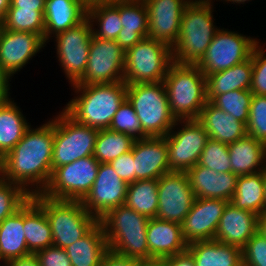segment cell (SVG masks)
<instances>
[{
    "mask_svg": "<svg viewBox=\"0 0 266 266\" xmlns=\"http://www.w3.org/2000/svg\"><path fill=\"white\" fill-rule=\"evenodd\" d=\"M53 146L54 119L39 128L29 127L13 149L0 159V177L18 184L31 196L42 193L53 173Z\"/></svg>",
    "mask_w": 266,
    "mask_h": 266,
    "instance_id": "cell-1",
    "label": "cell"
},
{
    "mask_svg": "<svg viewBox=\"0 0 266 266\" xmlns=\"http://www.w3.org/2000/svg\"><path fill=\"white\" fill-rule=\"evenodd\" d=\"M77 97L64 111L76 122L101 130L108 129L120 105L127 98V84L116 83L71 85Z\"/></svg>",
    "mask_w": 266,
    "mask_h": 266,
    "instance_id": "cell-2",
    "label": "cell"
},
{
    "mask_svg": "<svg viewBox=\"0 0 266 266\" xmlns=\"http://www.w3.org/2000/svg\"><path fill=\"white\" fill-rule=\"evenodd\" d=\"M98 222L110 251L142 262L151 261L146 235L147 216L123 204L107 212Z\"/></svg>",
    "mask_w": 266,
    "mask_h": 266,
    "instance_id": "cell-3",
    "label": "cell"
},
{
    "mask_svg": "<svg viewBox=\"0 0 266 266\" xmlns=\"http://www.w3.org/2000/svg\"><path fill=\"white\" fill-rule=\"evenodd\" d=\"M212 0L190 2L184 9L179 36L172 49L177 64L196 65L219 30L213 24Z\"/></svg>",
    "mask_w": 266,
    "mask_h": 266,
    "instance_id": "cell-4",
    "label": "cell"
},
{
    "mask_svg": "<svg viewBox=\"0 0 266 266\" xmlns=\"http://www.w3.org/2000/svg\"><path fill=\"white\" fill-rule=\"evenodd\" d=\"M163 83L176 120L197 119L207 99L206 77L197 65L173 62Z\"/></svg>",
    "mask_w": 266,
    "mask_h": 266,
    "instance_id": "cell-5",
    "label": "cell"
},
{
    "mask_svg": "<svg viewBox=\"0 0 266 266\" xmlns=\"http://www.w3.org/2000/svg\"><path fill=\"white\" fill-rule=\"evenodd\" d=\"M31 197L44 209L51 226L53 245L59 248L65 249L98 223L81 201L52 199L42 193Z\"/></svg>",
    "mask_w": 266,
    "mask_h": 266,
    "instance_id": "cell-6",
    "label": "cell"
},
{
    "mask_svg": "<svg viewBox=\"0 0 266 266\" xmlns=\"http://www.w3.org/2000/svg\"><path fill=\"white\" fill-rule=\"evenodd\" d=\"M127 99L149 137L166 136L176 129L177 120L170 111L163 81L127 85Z\"/></svg>",
    "mask_w": 266,
    "mask_h": 266,
    "instance_id": "cell-7",
    "label": "cell"
},
{
    "mask_svg": "<svg viewBox=\"0 0 266 266\" xmlns=\"http://www.w3.org/2000/svg\"><path fill=\"white\" fill-rule=\"evenodd\" d=\"M172 63L170 46L149 37L143 38L125 52L123 81L127 85L161 82Z\"/></svg>",
    "mask_w": 266,
    "mask_h": 266,
    "instance_id": "cell-8",
    "label": "cell"
},
{
    "mask_svg": "<svg viewBox=\"0 0 266 266\" xmlns=\"http://www.w3.org/2000/svg\"><path fill=\"white\" fill-rule=\"evenodd\" d=\"M99 130L80 124L64 110L54 118L52 171L94 154Z\"/></svg>",
    "mask_w": 266,
    "mask_h": 266,
    "instance_id": "cell-9",
    "label": "cell"
},
{
    "mask_svg": "<svg viewBox=\"0 0 266 266\" xmlns=\"http://www.w3.org/2000/svg\"><path fill=\"white\" fill-rule=\"evenodd\" d=\"M99 164L91 155L57 167L42 194L52 199L82 201L93 186Z\"/></svg>",
    "mask_w": 266,
    "mask_h": 266,
    "instance_id": "cell-10",
    "label": "cell"
},
{
    "mask_svg": "<svg viewBox=\"0 0 266 266\" xmlns=\"http://www.w3.org/2000/svg\"><path fill=\"white\" fill-rule=\"evenodd\" d=\"M256 42V38L219 29L196 65L205 77L226 70L249 59Z\"/></svg>",
    "mask_w": 266,
    "mask_h": 266,
    "instance_id": "cell-11",
    "label": "cell"
},
{
    "mask_svg": "<svg viewBox=\"0 0 266 266\" xmlns=\"http://www.w3.org/2000/svg\"><path fill=\"white\" fill-rule=\"evenodd\" d=\"M124 65L125 52L116 40L96 38L92 35L86 70L73 85L123 81Z\"/></svg>",
    "mask_w": 266,
    "mask_h": 266,
    "instance_id": "cell-12",
    "label": "cell"
},
{
    "mask_svg": "<svg viewBox=\"0 0 266 266\" xmlns=\"http://www.w3.org/2000/svg\"><path fill=\"white\" fill-rule=\"evenodd\" d=\"M175 124L184 127L177 131L172 128L165 136L168 165L170 171L187 172L198 163L209 138L204 127L196 119L177 120Z\"/></svg>",
    "mask_w": 266,
    "mask_h": 266,
    "instance_id": "cell-13",
    "label": "cell"
},
{
    "mask_svg": "<svg viewBox=\"0 0 266 266\" xmlns=\"http://www.w3.org/2000/svg\"><path fill=\"white\" fill-rule=\"evenodd\" d=\"M56 36V37H55ZM58 61L70 80L75 84L84 74L89 57L92 24L86 17L78 25L54 35Z\"/></svg>",
    "mask_w": 266,
    "mask_h": 266,
    "instance_id": "cell-14",
    "label": "cell"
},
{
    "mask_svg": "<svg viewBox=\"0 0 266 266\" xmlns=\"http://www.w3.org/2000/svg\"><path fill=\"white\" fill-rule=\"evenodd\" d=\"M195 199L186 172H167L158 179L156 218L181 224Z\"/></svg>",
    "mask_w": 266,
    "mask_h": 266,
    "instance_id": "cell-15",
    "label": "cell"
},
{
    "mask_svg": "<svg viewBox=\"0 0 266 266\" xmlns=\"http://www.w3.org/2000/svg\"><path fill=\"white\" fill-rule=\"evenodd\" d=\"M127 189L128 183L116 174L109 163H100L93 186L81 203L89 214L99 220L125 203Z\"/></svg>",
    "mask_w": 266,
    "mask_h": 266,
    "instance_id": "cell-16",
    "label": "cell"
},
{
    "mask_svg": "<svg viewBox=\"0 0 266 266\" xmlns=\"http://www.w3.org/2000/svg\"><path fill=\"white\" fill-rule=\"evenodd\" d=\"M148 13V37L171 48L176 43L182 14L190 0H144Z\"/></svg>",
    "mask_w": 266,
    "mask_h": 266,
    "instance_id": "cell-17",
    "label": "cell"
},
{
    "mask_svg": "<svg viewBox=\"0 0 266 266\" xmlns=\"http://www.w3.org/2000/svg\"><path fill=\"white\" fill-rule=\"evenodd\" d=\"M41 35L0 28V66L13 76L46 46ZM45 45V46H44Z\"/></svg>",
    "mask_w": 266,
    "mask_h": 266,
    "instance_id": "cell-18",
    "label": "cell"
},
{
    "mask_svg": "<svg viewBox=\"0 0 266 266\" xmlns=\"http://www.w3.org/2000/svg\"><path fill=\"white\" fill-rule=\"evenodd\" d=\"M227 203L223 199L196 198L181 223L184 241L190 244L215 239L219 220Z\"/></svg>",
    "mask_w": 266,
    "mask_h": 266,
    "instance_id": "cell-19",
    "label": "cell"
},
{
    "mask_svg": "<svg viewBox=\"0 0 266 266\" xmlns=\"http://www.w3.org/2000/svg\"><path fill=\"white\" fill-rule=\"evenodd\" d=\"M133 159L137 180L159 179L170 172L168 145L165 136L145 137L135 140Z\"/></svg>",
    "mask_w": 266,
    "mask_h": 266,
    "instance_id": "cell-20",
    "label": "cell"
},
{
    "mask_svg": "<svg viewBox=\"0 0 266 266\" xmlns=\"http://www.w3.org/2000/svg\"><path fill=\"white\" fill-rule=\"evenodd\" d=\"M257 227L258 215L228 202L219 220L215 240L242 249L257 232Z\"/></svg>",
    "mask_w": 266,
    "mask_h": 266,
    "instance_id": "cell-21",
    "label": "cell"
},
{
    "mask_svg": "<svg viewBox=\"0 0 266 266\" xmlns=\"http://www.w3.org/2000/svg\"><path fill=\"white\" fill-rule=\"evenodd\" d=\"M196 198H213L231 201L236 190L237 175L232 172L218 173L198 163L187 172Z\"/></svg>",
    "mask_w": 266,
    "mask_h": 266,
    "instance_id": "cell-22",
    "label": "cell"
},
{
    "mask_svg": "<svg viewBox=\"0 0 266 266\" xmlns=\"http://www.w3.org/2000/svg\"><path fill=\"white\" fill-rule=\"evenodd\" d=\"M146 235L151 261H160L188 248L182 236L181 224L178 223L150 218Z\"/></svg>",
    "mask_w": 266,
    "mask_h": 266,
    "instance_id": "cell-23",
    "label": "cell"
},
{
    "mask_svg": "<svg viewBox=\"0 0 266 266\" xmlns=\"http://www.w3.org/2000/svg\"><path fill=\"white\" fill-rule=\"evenodd\" d=\"M205 129L208 138L230 144L247 135V126L232 115L207 101L196 119Z\"/></svg>",
    "mask_w": 266,
    "mask_h": 266,
    "instance_id": "cell-24",
    "label": "cell"
},
{
    "mask_svg": "<svg viewBox=\"0 0 266 266\" xmlns=\"http://www.w3.org/2000/svg\"><path fill=\"white\" fill-rule=\"evenodd\" d=\"M228 150L232 173L237 176L255 174L266 168V145L248 134L228 144Z\"/></svg>",
    "mask_w": 266,
    "mask_h": 266,
    "instance_id": "cell-25",
    "label": "cell"
},
{
    "mask_svg": "<svg viewBox=\"0 0 266 266\" xmlns=\"http://www.w3.org/2000/svg\"><path fill=\"white\" fill-rule=\"evenodd\" d=\"M87 17L83 0H46L44 23L45 41L51 35L66 31Z\"/></svg>",
    "mask_w": 266,
    "mask_h": 266,
    "instance_id": "cell-26",
    "label": "cell"
},
{
    "mask_svg": "<svg viewBox=\"0 0 266 266\" xmlns=\"http://www.w3.org/2000/svg\"><path fill=\"white\" fill-rule=\"evenodd\" d=\"M123 28L116 42L126 52L143 38L148 37V13L144 1L119 2Z\"/></svg>",
    "mask_w": 266,
    "mask_h": 266,
    "instance_id": "cell-27",
    "label": "cell"
},
{
    "mask_svg": "<svg viewBox=\"0 0 266 266\" xmlns=\"http://www.w3.org/2000/svg\"><path fill=\"white\" fill-rule=\"evenodd\" d=\"M23 230L28 250L32 254L53 245L46 213L32 197L23 205Z\"/></svg>",
    "mask_w": 266,
    "mask_h": 266,
    "instance_id": "cell-28",
    "label": "cell"
},
{
    "mask_svg": "<svg viewBox=\"0 0 266 266\" xmlns=\"http://www.w3.org/2000/svg\"><path fill=\"white\" fill-rule=\"evenodd\" d=\"M72 266H100L108 243L98 222L86 235L65 248Z\"/></svg>",
    "mask_w": 266,
    "mask_h": 266,
    "instance_id": "cell-29",
    "label": "cell"
},
{
    "mask_svg": "<svg viewBox=\"0 0 266 266\" xmlns=\"http://www.w3.org/2000/svg\"><path fill=\"white\" fill-rule=\"evenodd\" d=\"M195 266H243L242 249L218 240H203L188 244Z\"/></svg>",
    "mask_w": 266,
    "mask_h": 266,
    "instance_id": "cell-30",
    "label": "cell"
},
{
    "mask_svg": "<svg viewBox=\"0 0 266 266\" xmlns=\"http://www.w3.org/2000/svg\"><path fill=\"white\" fill-rule=\"evenodd\" d=\"M252 57L226 70L206 76L207 99L211 102L217 95L234 90H250Z\"/></svg>",
    "mask_w": 266,
    "mask_h": 266,
    "instance_id": "cell-31",
    "label": "cell"
},
{
    "mask_svg": "<svg viewBox=\"0 0 266 266\" xmlns=\"http://www.w3.org/2000/svg\"><path fill=\"white\" fill-rule=\"evenodd\" d=\"M32 254L27 247L23 230V206L0 223V261ZM1 263V262H0Z\"/></svg>",
    "mask_w": 266,
    "mask_h": 266,
    "instance_id": "cell-32",
    "label": "cell"
},
{
    "mask_svg": "<svg viewBox=\"0 0 266 266\" xmlns=\"http://www.w3.org/2000/svg\"><path fill=\"white\" fill-rule=\"evenodd\" d=\"M30 126L14 101L0 103V159L13 149Z\"/></svg>",
    "mask_w": 266,
    "mask_h": 266,
    "instance_id": "cell-33",
    "label": "cell"
},
{
    "mask_svg": "<svg viewBox=\"0 0 266 266\" xmlns=\"http://www.w3.org/2000/svg\"><path fill=\"white\" fill-rule=\"evenodd\" d=\"M235 207L260 215L265 211L263 171L238 176L236 190L230 201Z\"/></svg>",
    "mask_w": 266,
    "mask_h": 266,
    "instance_id": "cell-34",
    "label": "cell"
},
{
    "mask_svg": "<svg viewBox=\"0 0 266 266\" xmlns=\"http://www.w3.org/2000/svg\"><path fill=\"white\" fill-rule=\"evenodd\" d=\"M124 204L149 219L156 218L158 179L137 180L129 183Z\"/></svg>",
    "mask_w": 266,
    "mask_h": 266,
    "instance_id": "cell-35",
    "label": "cell"
},
{
    "mask_svg": "<svg viewBox=\"0 0 266 266\" xmlns=\"http://www.w3.org/2000/svg\"><path fill=\"white\" fill-rule=\"evenodd\" d=\"M134 142L135 139L130 135L101 129L96 138L93 156L99 163H110L131 151Z\"/></svg>",
    "mask_w": 266,
    "mask_h": 266,
    "instance_id": "cell-36",
    "label": "cell"
},
{
    "mask_svg": "<svg viewBox=\"0 0 266 266\" xmlns=\"http://www.w3.org/2000/svg\"><path fill=\"white\" fill-rule=\"evenodd\" d=\"M87 18L92 24V35L96 38L116 40L123 28L119 15V2L99 5L87 10ZM98 28L93 29L94 23Z\"/></svg>",
    "mask_w": 266,
    "mask_h": 266,
    "instance_id": "cell-37",
    "label": "cell"
},
{
    "mask_svg": "<svg viewBox=\"0 0 266 266\" xmlns=\"http://www.w3.org/2000/svg\"><path fill=\"white\" fill-rule=\"evenodd\" d=\"M44 12L45 10L9 8L1 22L2 27L12 31L32 32L45 40Z\"/></svg>",
    "mask_w": 266,
    "mask_h": 266,
    "instance_id": "cell-38",
    "label": "cell"
},
{
    "mask_svg": "<svg viewBox=\"0 0 266 266\" xmlns=\"http://www.w3.org/2000/svg\"><path fill=\"white\" fill-rule=\"evenodd\" d=\"M252 97L250 90H234L217 95L211 103L247 124Z\"/></svg>",
    "mask_w": 266,
    "mask_h": 266,
    "instance_id": "cell-39",
    "label": "cell"
},
{
    "mask_svg": "<svg viewBox=\"0 0 266 266\" xmlns=\"http://www.w3.org/2000/svg\"><path fill=\"white\" fill-rule=\"evenodd\" d=\"M109 130L132 136L135 140L149 137L142 128L136 112L126 98L115 113Z\"/></svg>",
    "mask_w": 266,
    "mask_h": 266,
    "instance_id": "cell-40",
    "label": "cell"
},
{
    "mask_svg": "<svg viewBox=\"0 0 266 266\" xmlns=\"http://www.w3.org/2000/svg\"><path fill=\"white\" fill-rule=\"evenodd\" d=\"M198 164L218 173L232 172L228 144L208 139L200 155Z\"/></svg>",
    "mask_w": 266,
    "mask_h": 266,
    "instance_id": "cell-41",
    "label": "cell"
},
{
    "mask_svg": "<svg viewBox=\"0 0 266 266\" xmlns=\"http://www.w3.org/2000/svg\"><path fill=\"white\" fill-rule=\"evenodd\" d=\"M30 197L18 184L0 177V223L20 209Z\"/></svg>",
    "mask_w": 266,
    "mask_h": 266,
    "instance_id": "cell-42",
    "label": "cell"
},
{
    "mask_svg": "<svg viewBox=\"0 0 266 266\" xmlns=\"http://www.w3.org/2000/svg\"><path fill=\"white\" fill-rule=\"evenodd\" d=\"M246 126L248 135L266 145V96L253 95Z\"/></svg>",
    "mask_w": 266,
    "mask_h": 266,
    "instance_id": "cell-43",
    "label": "cell"
},
{
    "mask_svg": "<svg viewBox=\"0 0 266 266\" xmlns=\"http://www.w3.org/2000/svg\"><path fill=\"white\" fill-rule=\"evenodd\" d=\"M263 50L257 41L251 53L253 70L250 91L253 95L266 96V56Z\"/></svg>",
    "mask_w": 266,
    "mask_h": 266,
    "instance_id": "cell-44",
    "label": "cell"
},
{
    "mask_svg": "<svg viewBox=\"0 0 266 266\" xmlns=\"http://www.w3.org/2000/svg\"><path fill=\"white\" fill-rule=\"evenodd\" d=\"M243 266H266V238L256 232L242 248Z\"/></svg>",
    "mask_w": 266,
    "mask_h": 266,
    "instance_id": "cell-45",
    "label": "cell"
},
{
    "mask_svg": "<svg viewBox=\"0 0 266 266\" xmlns=\"http://www.w3.org/2000/svg\"><path fill=\"white\" fill-rule=\"evenodd\" d=\"M40 266H72L65 249L51 245L35 253Z\"/></svg>",
    "mask_w": 266,
    "mask_h": 266,
    "instance_id": "cell-46",
    "label": "cell"
},
{
    "mask_svg": "<svg viewBox=\"0 0 266 266\" xmlns=\"http://www.w3.org/2000/svg\"><path fill=\"white\" fill-rule=\"evenodd\" d=\"M116 174L128 184L136 181V173L132 150L126 154L119 156L109 163Z\"/></svg>",
    "mask_w": 266,
    "mask_h": 266,
    "instance_id": "cell-47",
    "label": "cell"
},
{
    "mask_svg": "<svg viewBox=\"0 0 266 266\" xmlns=\"http://www.w3.org/2000/svg\"><path fill=\"white\" fill-rule=\"evenodd\" d=\"M142 261L108 251L100 266H140Z\"/></svg>",
    "mask_w": 266,
    "mask_h": 266,
    "instance_id": "cell-48",
    "label": "cell"
},
{
    "mask_svg": "<svg viewBox=\"0 0 266 266\" xmlns=\"http://www.w3.org/2000/svg\"><path fill=\"white\" fill-rule=\"evenodd\" d=\"M160 261L164 266H195L194 257L188 250Z\"/></svg>",
    "mask_w": 266,
    "mask_h": 266,
    "instance_id": "cell-49",
    "label": "cell"
},
{
    "mask_svg": "<svg viewBox=\"0 0 266 266\" xmlns=\"http://www.w3.org/2000/svg\"><path fill=\"white\" fill-rule=\"evenodd\" d=\"M46 0H11L9 8L45 10Z\"/></svg>",
    "mask_w": 266,
    "mask_h": 266,
    "instance_id": "cell-50",
    "label": "cell"
},
{
    "mask_svg": "<svg viewBox=\"0 0 266 266\" xmlns=\"http://www.w3.org/2000/svg\"><path fill=\"white\" fill-rule=\"evenodd\" d=\"M11 76L0 66V103L7 102L11 100L9 98V79Z\"/></svg>",
    "mask_w": 266,
    "mask_h": 266,
    "instance_id": "cell-51",
    "label": "cell"
},
{
    "mask_svg": "<svg viewBox=\"0 0 266 266\" xmlns=\"http://www.w3.org/2000/svg\"><path fill=\"white\" fill-rule=\"evenodd\" d=\"M4 266H40L35 254L6 261Z\"/></svg>",
    "mask_w": 266,
    "mask_h": 266,
    "instance_id": "cell-52",
    "label": "cell"
},
{
    "mask_svg": "<svg viewBox=\"0 0 266 266\" xmlns=\"http://www.w3.org/2000/svg\"><path fill=\"white\" fill-rule=\"evenodd\" d=\"M115 2H117V0H83L86 10L99 5L114 4Z\"/></svg>",
    "mask_w": 266,
    "mask_h": 266,
    "instance_id": "cell-53",
    "label": "cell"
},
{
    "mask_svg": "<svg viewBox=\"0 0 266 266\" xmlns=\"http://www.w3.org/2000/svg\"><path fill=\"white\" fill-rule=\"evenodd\" d=\"M259 232L263 237L266 238V211L258 216V227Z\"/></svg>",
    "mask_w": 266,
    "mask_h": 266,
    "instance_id": "cell-54",
    "label": "cell"
},
{
    "mask_svg": "<svg viewBox=\"0 0 266 266\" xmlns=\"http://www.w3.org/2000/svg\"><path fill=\"white\" fill-rule=\"evenodd\" d=\"M11 0H0V21L2 22L10 7Z\"/></svg>",
    "mask_w": 266,
    "mask_h": 266,
    "instance_id": "cell-55",
    "label": "cell"
},
{
    "mask_svg": "<svg viewBox=\"0 0 266 266\" xmlns=\"http://www.w3.org/2000/svg\"><path fill=\"white\" fill-rule=\"evenodd\" d=\"M140 266H164V264L161 261L154 260L141 262Z\"/></svg>",
    "mask_w": 266,
    "mask_h": 266,
    "instance_id": "cell-56",
    "label": "cell"
},
{
    "mask_svg": "<svg viewBox=\"0 0 266 266\" xmlns=\"http://www.w3.org/2000/svg\"><path fill=\"white\" fill-rule=\"evenodd\" d=\"M263 184H264L265 211H266V168L263 170Z\"/></svg>",
    "mask_w": 266,
    "mask_h": 266,
    "instance_id": "cell-57",
    "label": "cell"
},
{
    "mask_svg": "<svg viewBox=\"0 0 266 266\" xmlns=\"http://www.w3.org/2000/svg\"><path fill=\"white\" fill-rule=\"evenodd\" d=\"M227 3L230 1L231 3L233 2L234 4L235 3H238V4H240V3H245L246 1H250V0H225Z\"/></svg>",
    "mask_w": 266,
    "mask_h": 266,
    "instance_id": "cell-58",
    "label": "cell"
},
{
    "mask_svg": "<svg viewBox=\"0 0 266 266\" xmlns=\"http://www.w3.org/2000/svg\"><path fill=\"white\" fill-rule=\"evenodd\" d=\"M128 1H144V0H117V2H128Z\"/></svg>",
    "mask_w": 266,
    "mask_h": 266,
    "instance_id": "cell-59",
    "label": "cell"
},
{
    "mask_svg": "<svg viewBox=\"0 0 266 266\" xmlns=\"http://www.w3.org/2000/svg\"><path fill=\"white\" fill-rule=\"evenodd\" d=\"M199 1H207V0H195V2H199ZM190 2H194V0H190Z\"/></svg>",
    "mask_w": 266,
    "mask_h": 266,
    "instance_id": "cell-60",
    "label": "cell"
}]
</instances>
